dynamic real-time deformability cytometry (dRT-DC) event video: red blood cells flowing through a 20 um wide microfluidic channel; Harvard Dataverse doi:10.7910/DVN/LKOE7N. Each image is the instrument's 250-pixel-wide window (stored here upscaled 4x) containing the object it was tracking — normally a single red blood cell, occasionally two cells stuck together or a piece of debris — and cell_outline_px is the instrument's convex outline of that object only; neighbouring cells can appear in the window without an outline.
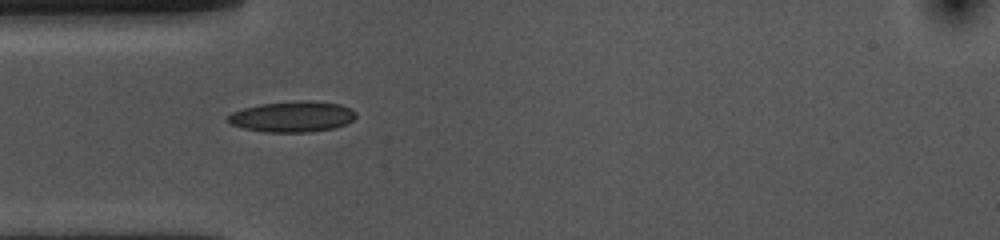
{"species": "common noctule bat (a hibernating species)", "species_latin": "Nyctalus noctula", "temperature_condition": "cold", "stored_images_in_passage": 4, "camera_frame_rate_fps": 3000, "um_per_image_px": 0.085, "animal": {"sex": "female", "body_mass_g": 10.0, "forearm_length_mm": 53.1}, "frame": {"image": 1, "passage_image": 1, "time_ms": 0.0, "image_size_px": [1000, 240], "cell_outline_px": [[356, 116], [352, 120], [336, 128], [308, 132], [264, 132], [244, 128], [232, 124], [228, 120], [228, 116], [232, 112], [244, 108], [260, 104], [340, 104], [352, 108], [356, 112]], "centroid_in_image_um": [24.84, 9.98], "position_along_channel_um": 60.2, "area_um2": 21.68}}
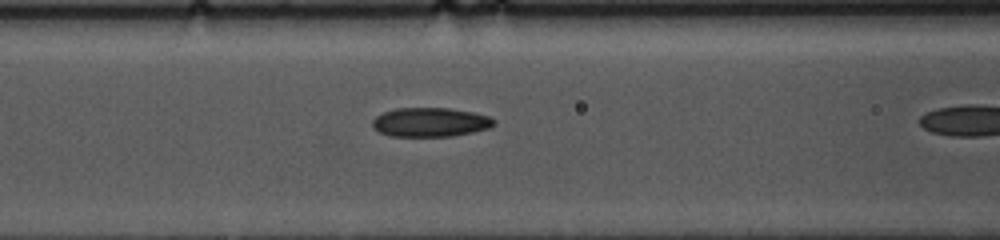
{"frame": {"image": 2, "passage_image": 3, "time_ms": 0.667, "image_size_px": [1000, 240], "cell_outline_px": [[496, 124], [488, 128], [472, 132], [452, 136], [392, 136], [380, 132], [372, 124], [372, 120], [376, 116], [384, 112], [396, 108], [448, 108], [472, 112], [488, 116], [496, 120]], "centroid_in_image_um": [36.59, 10.38], "position_along_channel_um": 130.0, "area_um2": 20.46}}